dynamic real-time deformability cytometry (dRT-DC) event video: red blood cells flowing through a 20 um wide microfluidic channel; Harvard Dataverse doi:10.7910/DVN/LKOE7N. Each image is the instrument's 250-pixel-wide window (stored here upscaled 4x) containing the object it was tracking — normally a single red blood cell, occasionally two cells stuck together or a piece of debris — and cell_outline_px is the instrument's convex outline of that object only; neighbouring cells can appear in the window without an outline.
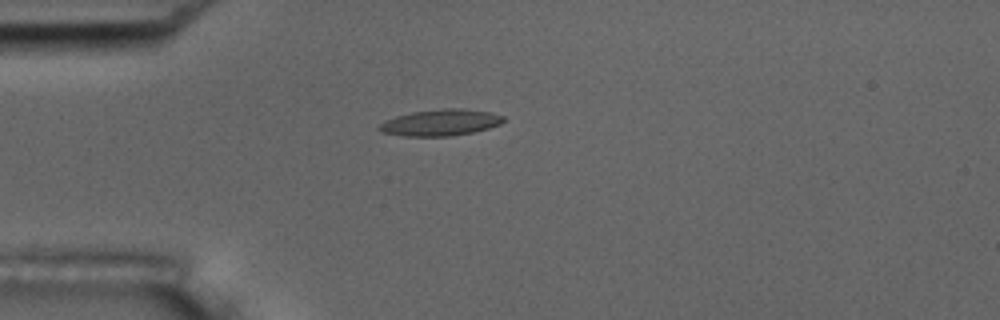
{"species": "common noctule bat (a hibernating species)", "species_latin": "Nyctalus noctula", "temperature_condition": "room temperature", "stored_images_in_passage": 42, "camera_frame_rate_fps": 3000, "um_per_image_px": 0.085, "animal": {"sex": "male", "body_mass_g": 17.5, "forearm_length_mm": 52.3}, "frame": {"image": 1, "passage_image": 1, "time_ms": 0.0, "image_size_px": [1000, 320], "cell_outline_px": [[504, 120], [500, 124], [488, 128], [472, 132], [452, 136], [404, 136], [380, 132], [376, 128], [384, 120], [396, 116], [412, 112], [444, 108], [460, 108], [492, 112], [504, 116]], "centroid_in_image_um": [37.42, 10.41], "position_along_channel_um": 47.6, "area_um2": 19.19}}
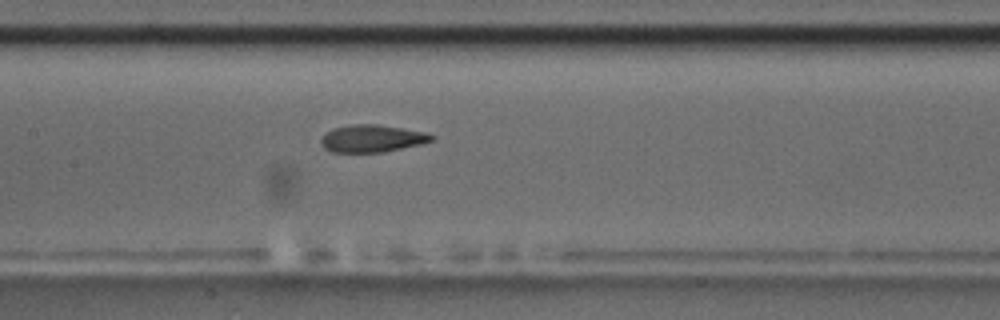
{"frame": {"image": 2, "passage_image": 13, "time_ms": 4.0, "image_size_px": [1000, 320], "cell_outline_px": [[436, 136], [432, 140], [420, 144], [384, 152], [332, 152], [324, 148], [320, 144], [320, 140], [332, 128], [352, 124], [376, 124], [428, 132]], "centroid_in_image_um": [31.63, 11.77], "position_along_channel_um": 175.8, "area_um2": 17.63}, "authors_computed_cell_mechanics": {"area_um2": 18.3804, "velocity_mm_per_s": 3.5691, "shape_relaxation_time_tau1_ms": null, "shape_relaxation_time_tau2_ms": 1.8775, "deformation_change_tau1": null, "deformation_change_tau2": 0.0912}}